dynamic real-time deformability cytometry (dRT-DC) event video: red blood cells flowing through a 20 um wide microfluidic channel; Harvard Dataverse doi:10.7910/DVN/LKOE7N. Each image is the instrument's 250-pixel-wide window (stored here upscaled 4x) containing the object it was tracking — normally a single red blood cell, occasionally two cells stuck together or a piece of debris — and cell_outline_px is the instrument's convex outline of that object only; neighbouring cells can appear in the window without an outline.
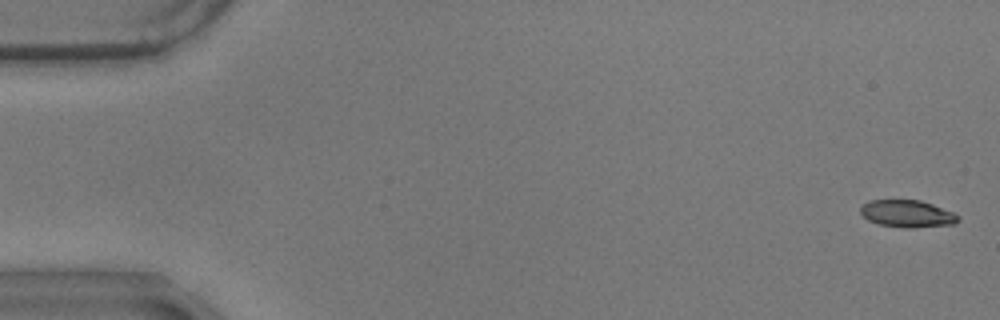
{"species": "common noctule bat (a hibernating species)", "species_latin": "Nyctalus noctula", "temperature_condition": "warm", "stored_images_in_passage": 58, "camera_frame_rate_fps": 3000, "um_per_image_px": 0.085, "animal": {"sex": "male", "body_mass_g": 17.9}, "frame": {"image": 1, "passage_image": 2, "time_ms": 0.333, "image_size_px": [1000, 320], "cell_outline_px": [[960, 220], [956, 224], [916, 228], [904, 228], [880, 224], [868, 220], [860, 212], [860, 208], [868, 200], [920, 200], [932, 204], [952, 212], [960, 216]], "centroid_in_image_um": [77.15, 18.17], "position_along_channel_um": 7.9, "area_um2": 15.55}}
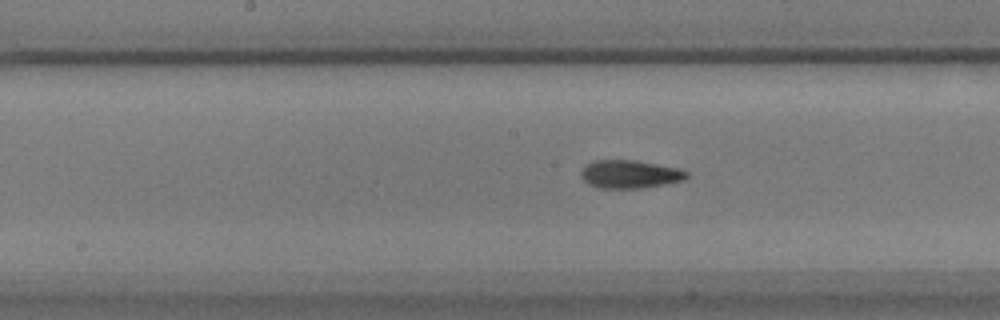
{"frame": {"image": 2, "passage_image": 30, "time_ms": 9.667, "image_size_px": [1000, 320], "cell_outline_px": [[688, 176], [684, 180], [664, 184], [640, 188], [600, 188], [588, 184], [580, 176], [580, 172], [584, 164], [592, 160], [636, 160], [680, 168], [688, 172]], "centroid_in_image_um": [53.51, 14.79], "position_along_channel_um": 194.7, "area_um2": 17.51}}
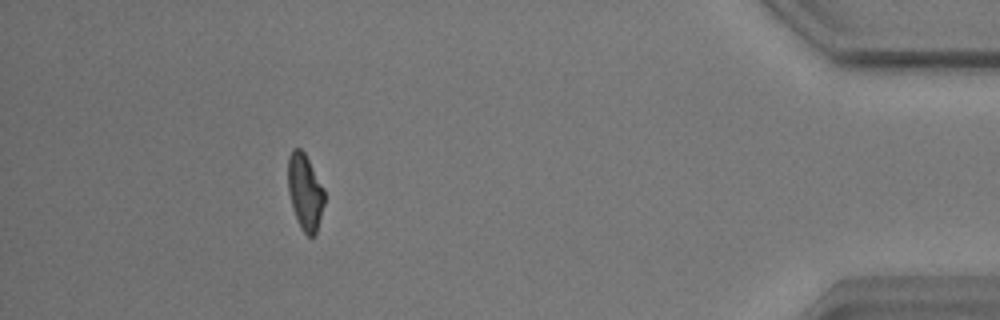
{"frame": {"image": 3, "passage_image": 53, "time_ms": 17.333, "image_size_px": [1000, 320], "cell_outline_px": [[324, 204], [316, 236], [308, 236], [300, 228], [292, 208], [288, 192], [288, 156], [292, 148], [300, 148], [304, 152], [324, 188]], "centroid_in_image_um": [25.92, 16.33], "position_along_channel_um": 409.3, "area_um2": 16.3}, "authors_computed_cell_mechanics": {"area_um2": 16.6464, "velocity_mm_per_s": 3.5086, "shape_relaxation_time_tau1_ms": 5.6669, "shape_relaxation_time_tau2_ms": 3.1635, "deformation_change_tau1": 0.1708, "deformation_change_tau2": 0.1014}}